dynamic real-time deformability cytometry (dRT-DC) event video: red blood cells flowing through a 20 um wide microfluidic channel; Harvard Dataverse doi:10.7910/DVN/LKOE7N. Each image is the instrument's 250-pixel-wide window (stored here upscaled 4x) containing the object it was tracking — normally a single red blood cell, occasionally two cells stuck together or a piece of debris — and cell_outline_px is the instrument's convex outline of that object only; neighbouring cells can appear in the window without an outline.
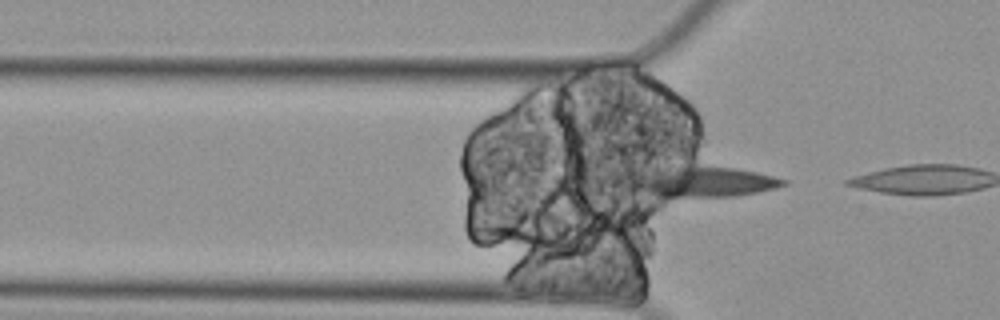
{"species": "Egyptian fruit bat (a non-hibernating species)", "species_latin": "Rousettus aegyptiacus", "temperature_condition": "cold", "stored_images_in_passage": 4, "camera_frame_rate_fps": 3000, "um_per_image_px": 0.085, "animal": {"sex": "female"}, "frame": {"image": 1, "passage_image": 3, "time_ms": 0.667, "image_size_px": [1000, 320], "cell_outline_px": [[788, 184], [756, 192], [736, 196], [664, 200], [656, 200], [628, 184], [624, 180], [624, 168], [736, 168], [756, 172], [788, 180]], "centroid_in_image_um": [59.37, 15.5], "position_along_channel_um": 66.4, "area_um2": 28.96}}